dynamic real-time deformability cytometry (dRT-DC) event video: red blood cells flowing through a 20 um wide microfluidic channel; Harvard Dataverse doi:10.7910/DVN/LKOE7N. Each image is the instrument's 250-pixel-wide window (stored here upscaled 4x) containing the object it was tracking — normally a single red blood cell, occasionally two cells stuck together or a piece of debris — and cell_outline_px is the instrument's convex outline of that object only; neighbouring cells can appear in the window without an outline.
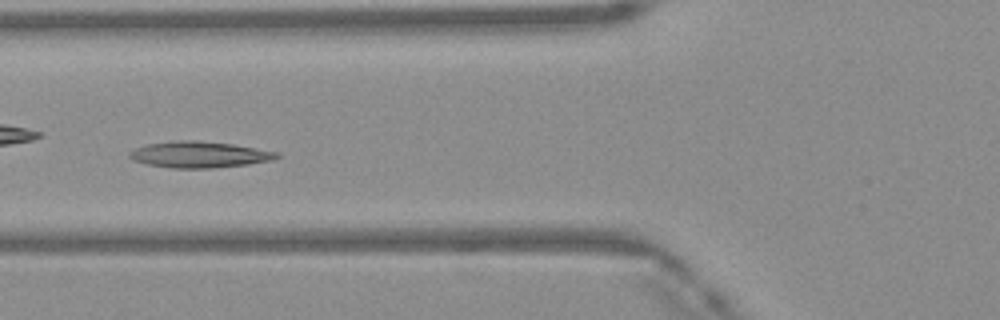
{"species": "Egyptian fruit bat (a non-hibernating species)", "species_latin": "Rousettus aegyptiacus", "temperature_condition": "warm", "stored_images_in_passage": 44, "camera_frame_rate_fps": 3000, "um_per_image_px": 0.085, "frame": {"image": 1, "passage_image": 13, "time_ms": 4.0, "image_size_px": [1000, 320], "cell_outline_px": [[280, 156], [272, 160], [248, 164], [212, 168], [172, 168], [148, 164], [132, 160], [128, 156], [128, 152], [136, 148], [148, 144], [176, 140], [196, 140], [232, 144], [280, 152]], "centroid_in_image_um": [16.94, 13.13], "position_along_channel_um": 108.9, "area_um2": 22.48}}
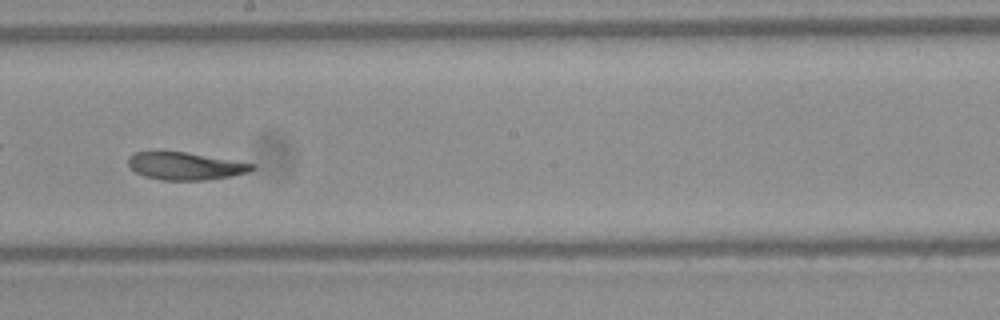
{"frame": {"image": 2, "passage_image": 22, "time_ms": 7.0, "image_size_px": [1000, 320], "cell_outline_px": [[256, 168], [248, 172], [228, 176], [204, 180], [160, 180], [144, 176], [136, 172], [128, 164], [128, 156], [136, 152], [184, 152], [256, 164]], "centroid_in_image_um": [15.74, 14.12], "position_along_channel_um": 232.5, "area_um2": 19.59}}
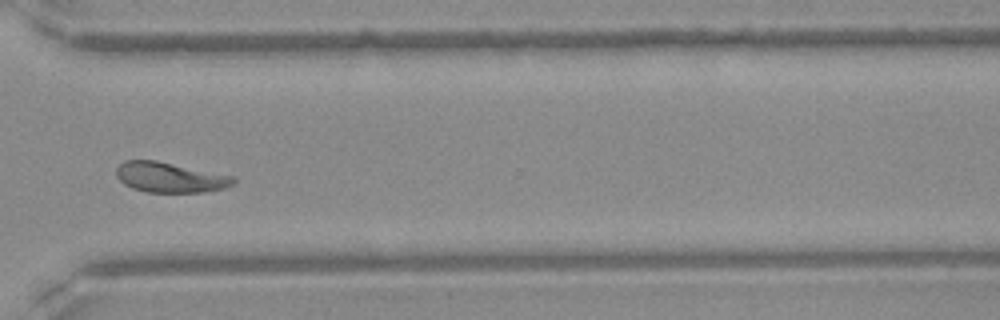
{"frame": {"image": 3, "passage_image": 31, "time_ms": 10.0, "image_size_px": [1000, 320], "cell_outline_px": [[236, 184], [224, 188], [204, 192], [148, 192], [132, 188], [124, 184], [116, 176], [116, 168], [124, 160], [156, 160], [236, 176]], "centroid_in_image_um": [14.48, 15.07], "position_along_channel_um": 356.1, "area_um2": 20.81}, "authors_computed_cell_mechanics": {"area_um2": 21.1837, "velocity_mm_per_s": 4.1206, "shape_relaxation_time_tau1_ms": null, "shape_relaxation_time_tau2_ms": 3.0778, "deformation_change_tau1": null, "deformation_change_tau2": 0.0916}}